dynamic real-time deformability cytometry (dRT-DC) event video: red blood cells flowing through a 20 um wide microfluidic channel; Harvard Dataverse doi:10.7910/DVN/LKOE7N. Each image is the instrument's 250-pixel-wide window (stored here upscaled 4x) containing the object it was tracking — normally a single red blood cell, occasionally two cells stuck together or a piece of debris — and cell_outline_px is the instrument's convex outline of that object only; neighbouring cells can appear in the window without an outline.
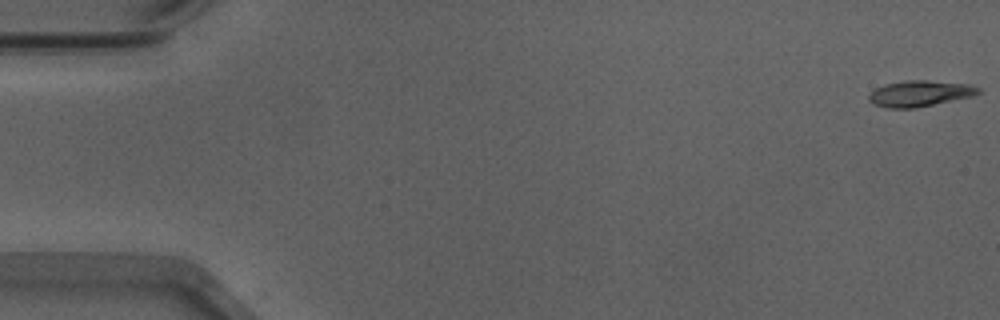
{"species": "Egyptian fruit bat (a non-hibernating species)", "species_latin": "Rousettus aegyptiacus", "temperature_condition": "warm", "stored_images_in_passage": 15, "camera_frame_rate_fps": 3000, "um_per_image_px": 0.085, "animal": {"sex": "male"}, "frame": {"image": 1, "passage_image": 1, "time_ms": 0.0, "image_size_px": [1000, 320], "cell_outline_px": [[980, 92], [972, 96], [916, 108], [888, 108], [872, 104], [868, 100], [868, 96], [876, 88], [884, 84], [904, 80], [928, 80], [968, 84], [980, 88]], "centroid_in_image_um": [78.15, 7.94], "position_along_channel_um": 6.8, "area_um2": 16.59}}
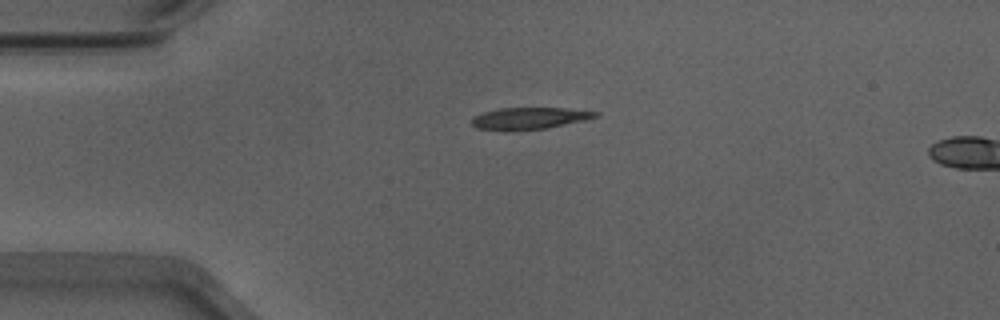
{"frame": {"image": 2, "passage_image": 13, "time_ms": 4.0, "image_size_px": [1000, 320], "cell_outline_px": [[600, 116], [584, 120], [548, 128], [512, 132], [504, 132], [476, 128], [472, 124], [472, 120], [476, 116], [484, 112], [500, 108], [564, 108], [600, 112]], "centroid_in_image_um": [44.99, 10.08], "position_along_channel_um": 40.0, "area_um2": 16.01}}